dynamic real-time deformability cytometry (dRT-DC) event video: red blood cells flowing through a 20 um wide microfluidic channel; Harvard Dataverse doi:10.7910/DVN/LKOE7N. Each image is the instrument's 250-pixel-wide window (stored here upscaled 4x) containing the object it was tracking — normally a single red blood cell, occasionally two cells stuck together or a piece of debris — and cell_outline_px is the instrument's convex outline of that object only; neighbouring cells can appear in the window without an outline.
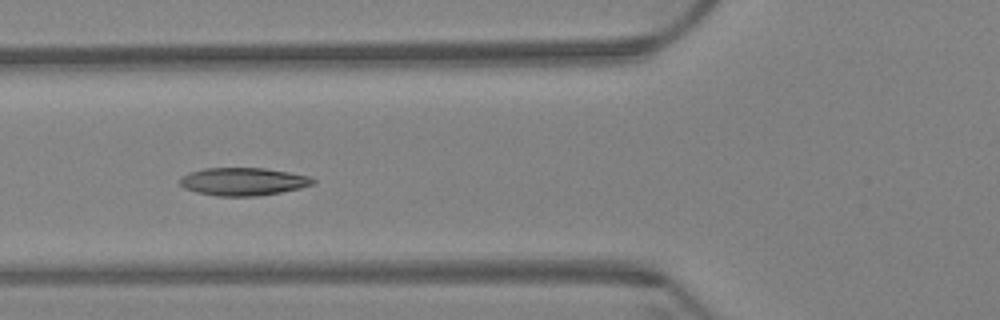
{"species": "Egyptian fruit bat (a non-hibernating species)", "species_latin": "Rousettus aegyptiacus", "temperature_condition": "warm", "stored_images_in_passage": 4, "camera_frame_rate_fps": 3000, "um_per_image_px": 0.085, "animal": {"sex": "female"}, "frame": {"image": 1, "passage_image": 3, "time_ms": 0.667, "image_size_px": [1000, 320], "cell_outline_px": [[316, 184], [300, 188], [280, 192], [256, 196], [216, 196], [196, 192], [184, 188], [180, 184], [180, 176], [188, 172], [204, 168], [264, 168], [288, 172], [308, 176], [316, 180]], "centroid_in_image_um": [20.65, 15.43], "position_along_channel_um": 105.2, "area_um2": 21.68}}
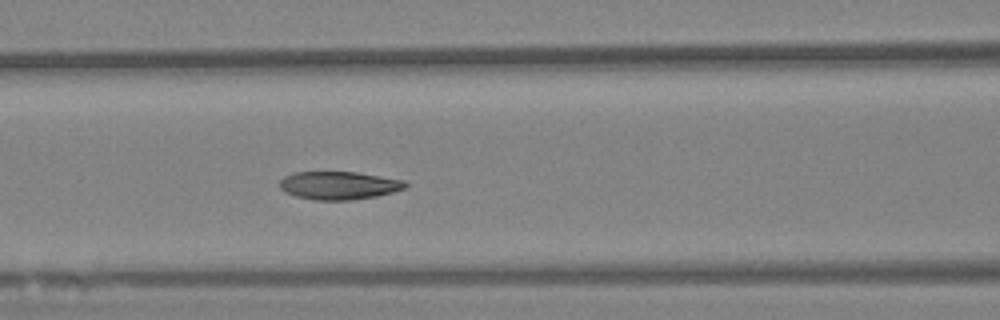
{"frame": {"image": 2, "passage_image": 4, "time_ms": 1.0, "image_size_px": [1000, 320], "cell_outline_px": [[408, 184], [404, 188], [392, 192], [376, 196], [352, 200], [316, 200], [296, 196], [284, 192], [280, 188], [280, 180], [284, 176], [292, 172], [356, 172], [404, 180]], "centroid_in_image_um": [28.78, 15.76], "position_along_channel_um": 137.8, "area_um2": 20.52}}